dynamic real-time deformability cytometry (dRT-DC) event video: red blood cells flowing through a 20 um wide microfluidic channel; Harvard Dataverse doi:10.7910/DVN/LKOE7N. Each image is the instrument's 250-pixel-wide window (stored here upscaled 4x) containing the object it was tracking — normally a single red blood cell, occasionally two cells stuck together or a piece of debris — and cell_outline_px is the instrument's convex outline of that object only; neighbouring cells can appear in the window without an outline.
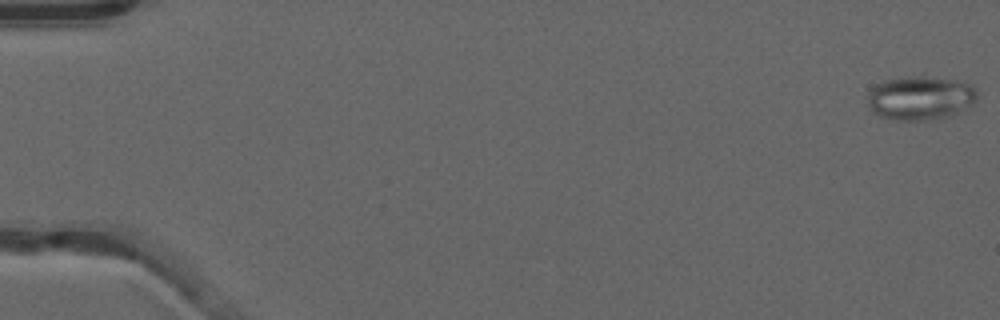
{"species": "common noctule bat (a hibernating species)", "species_latin": "Nyctalus noctula", "temperature_condition": "warm", "stored_images_in_passage": 48, "segment_of_instrument_passage": [1, 2], "camera_frame_rate_fps": 3000, "um_per_image_px": 0.085, "animal": {"sex": "male", "forearm_length_mm": 52.5}, "frame": {"image": 1, "passage_image": 1, "time_ms": 0.0, "image_size_px": [1000, 320], "cell_outline_px": [[976, 100], [972, 104], [960, 112], [952, 116], [924, 120], [896, 120], [880, 116], [872, 112], [868, 108], [868, 92], [876, 84], [884, 80], [924, 72], [972, 84], [976, 88]], "centroid_in_image_um": [78.23, 8.27], "position_along_channel_um": 6.8, "area_um2": 29.13}}